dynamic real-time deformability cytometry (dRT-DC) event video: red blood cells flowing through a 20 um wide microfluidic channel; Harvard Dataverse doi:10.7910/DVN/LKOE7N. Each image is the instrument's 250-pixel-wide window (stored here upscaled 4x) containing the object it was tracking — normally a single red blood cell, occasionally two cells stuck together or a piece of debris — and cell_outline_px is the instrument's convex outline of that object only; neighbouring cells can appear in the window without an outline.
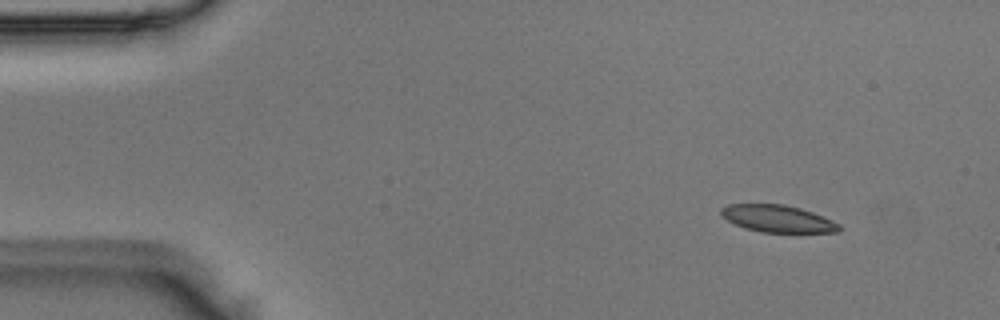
{"species": "Egyptian fruit bat (a non-hibernating species)", "species_latin": "Rousettus aegyptiacus", "temperature_condition": "room temperature", "stored_images_in_passage": 13, "camera_frame_rate_fps": 3000, "um_per_image_px": 0.085, "animal": {"sex": "male"}, "frame": {"image": 1, "passage_image": 6, "time_ms": 1.667, "image_size_px": [1000, 320], "cell_outline_px": [[840, 232], [760, 232], [744, 228], [720, 216], [720, 208], [728, 204], [784, 204], [800, 208], [812, 212], [832, 220], [840, 224]], "centroid_in_image_um": [66.08, 18.58], "position_along_channel_um": 18.9, "area_um2": 18.67}}